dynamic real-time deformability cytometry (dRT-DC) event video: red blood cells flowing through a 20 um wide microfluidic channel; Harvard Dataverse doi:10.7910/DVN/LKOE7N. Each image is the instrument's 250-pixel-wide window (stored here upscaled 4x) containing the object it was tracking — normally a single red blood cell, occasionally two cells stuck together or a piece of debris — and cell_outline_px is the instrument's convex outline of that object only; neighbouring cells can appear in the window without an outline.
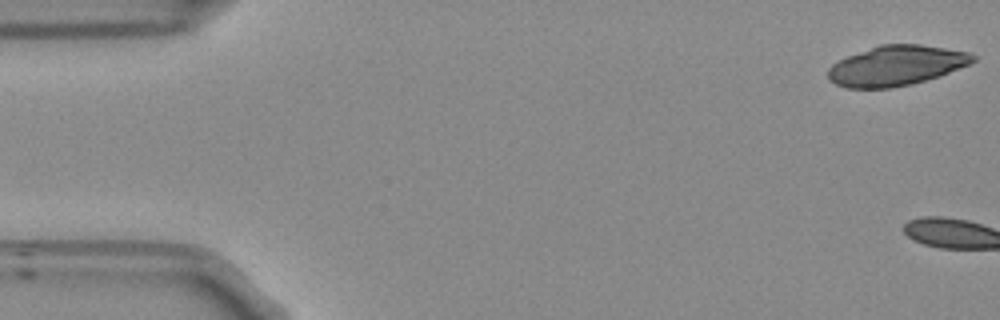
{"species": "Egyptian fruit bat (a non-hibernating species)", "species_latin": "Rousettus aegyptiacus", "temperature_condition": "room temperature", "stored_images_in_passage": 3, "camera_frame_rate_fps": 3000, "um_per_image_px": 0.085, "frame": {"image": 1, "passage_image": 1, "time_ms": 0.0, "image_size_px": [1000, 320], "cell_outline_px": [[976, 60], [968, 64], [940, 76], [912, 84], [888, 88], [848, 88], [836, 84], [828, 80], [828, 68], [832, 64], [848, 56], [880, 44], [920, 44], [968, 52], [976, 56]], "centroid_in_image_um": [76.17, 5.58], "position_along_channel_um": 8.8, "area_um2": 33.58}}